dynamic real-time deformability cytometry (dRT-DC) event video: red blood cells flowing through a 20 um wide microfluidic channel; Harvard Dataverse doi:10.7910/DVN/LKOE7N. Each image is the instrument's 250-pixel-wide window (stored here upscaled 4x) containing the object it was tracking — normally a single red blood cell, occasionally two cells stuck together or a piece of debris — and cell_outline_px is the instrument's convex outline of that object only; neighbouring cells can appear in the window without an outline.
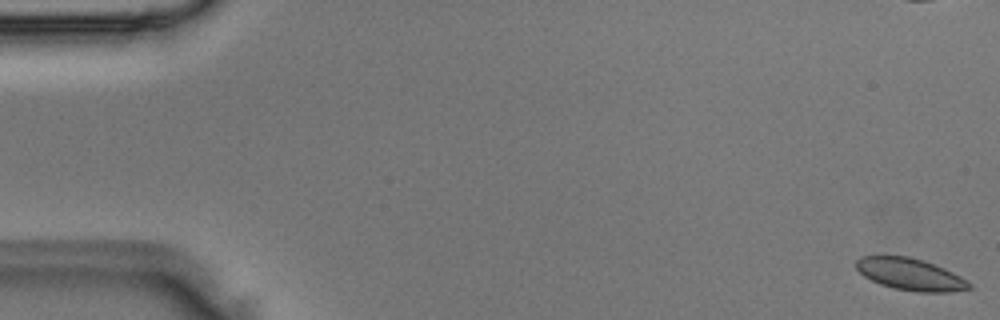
{"species": "Egyptian fruit bat (a non-hibernating species)", "species_latin": "Rousettus aegyptiacus", "temperature_condition": "room temperature", "stored_images_in_passage": 5, "camera_frame_rate_fps": 3000, "um_per_image_px": 0.085, "animal": {"sex": "male"}, "frame": {"image": 1, "passage_image": 1, "time_ms": 0.0, "image_size_px": [1000, 320], "cell_outline_px": [[972, 288], [948, 292], [916, 292], [896, 288], [880, 284], [864, 276], [856, 268], [856, 260], [860, 256], [908, 256], [944, 268], [960, 276], [972, 284]], "centroid_in_image_um": [77.37, 23.32], "position_along_channel_um": 7.6, "area_um2": 20.75}}